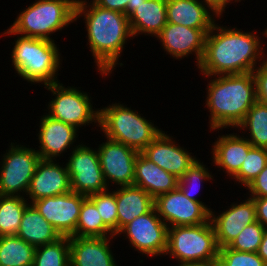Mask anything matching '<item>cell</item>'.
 Segmentation results:
<instances>
[{
	"instance_id": "obj_1",
	"label": "cell",
	"mask_w": 267,
	"mask_h": 266,
	"mask_svg": "<svg viewBox=\"0 0 267 266\" xmlns=\"http://www.w3.org/2000/svg\"><path fill=\"white\" fill-rule=\"evenodd\" d=\"M256 33L215 23L206 35L204 53L197 66L200 74L215 76L253 72L267 57L264 42Z\"/></svg>"
},
{
	"instance_id": "obj_2",
	"label": "cell",
	"mask_w": 267,
	"mask_h": 266,
	"mask_svg": "<svg viewBox=\"0 0 267 266\" xmlns=\"http://www.w3.org/2000/svg\"><path fill=\"white\" fill-rule=\"evenodd\" d=\"M75 21L83 17L87 31V45L92 53L95 68L102 77L110 76L119 61L125 44L134 39L128 17L119 11L105 9L89 0H73ZM88 1V2H87ZM119 62V63H118Z\"/></svg>"
},
{
	"instance_id": "obj_3",
	"label": "cell",
	"mask_w": 267,
	"mask_h": 266,
	"mask_svg": "<svg viewBox=\"0 0 267 266\" xmlns=\"http://www.w3.org/2000/svg\"><path fill=\"white\" fill-rule=\"evenodd\" d=\"M204 77L211 78L205 89L210 131L235 129L257 101L253 72Z\"/></svg>"
},
{
	"instance_id": "obj_4",
	"label": "cell",
	"mask_w": 267,
	"mask_h": 266,
	"mask_svg": "<svg viewBox=\"0 0 267 266\" xmlns=\"http://www.w3.org/2000/svg\"><path fill=\"white\" fill-rule=\"evenodd\" d=\"M12 43L11 61L15 73L28 83L44 86L60 82L57 78L62 54L50 40L17 36ZM61 57V58H60Z\"/></svg>"
},
{
	"instance_id": "obj_5",
	"label": "cell",
	"mask_w": 267,
	"mask_h": 266,
	"mask_svg": "<svg viewBox=\"0 0 267 266\" xmlns=\"http://www.w3.org/2000/svg\"><path fill=\"white\" fill-rule=\"evenodd\" d=\"M75 22L73 0H35L23 9L3 35L45 39L55 42L52 34Z\"/></svg>"
},
{
	"instance_id": "obj_6",
	"label": "cell",
	"mask_w": 267,
	"mask_h": 266,
	"mask_svg": "<svg viewBox=\"0 0 267 266\" xmlns=\"http://www.w3.org/2000/svg\"><path fill=\"white\" fill-rule=\"evenodd\" d=\"M99 127L104 137L142 152L162 131L136 110L120 103L99 108Z\"/></svg>"
},
{
	"instance_id": "obj_7",
	"label": "cell",
	"mask_w": 267,
	"mask_h": 266,
	"mask_svg": "<svg viewBox=\"0 0 267 266\" xmlns=\"http://www.w3.org/2000/svg\"><path fill=\"white\" fill-rule=\"evenodd\" d=\"M218 253L219 247L211 220L195 226L168 227L164 256L169 255L178 261L177 266L210 262L218 259Z\"/></svg>"
},
{
	"instance_id": "obj_8",
	"label": "cell",
	"mask_w": 267,
	"mask_h": 266,
	"mask_svg": "<svg viewBox=\"0 0 267 266\" xmlns=\"http://www.w3.org/2000/svg\"><path fill=\"white\" fill-rule=\"evenodd\" d=\"M44 87L55 97L48 102L46 111L49 116L78 130L82 126L93 125V122L99 126L100 109H93L92 98L88 93L74 86L65 87L61 82Z\"/></svg>"
},
{
	"instance_id": "obj_9",
	"label": "cell",
	"mask_w": 267,
	"mask_h": 266,
	"mask_svg": "<svg viewBox=\"0 0 267 266\" xmlns=\"http://www.w3.org/2000/svg\"><path fill=\"white\" fill-rule=\"evenodd\" d=\"M11 142L0 162V195L25 197L41 160L34 148Z\"/></svg>"
},
{
	"instance_id": "obj_10",
	"label": "cell",
	"mask_w": 267,
	"mask_h": 266,
	"mask_svg": "<svg viewBox=\"0 0 267 266\" xmlns=\"http://www.w3.org/2000/svg\"><path fill=\"white\" fill-rule=\"evenodd\" d=\"M167 224L160 218L156 208L136 217L125 225L116 236L128 238L129 245L138 253L147 257L164 255L167 249ZM153 256V257H152Z\"/></svg>"
},
{
	"instance_id": "obj_11",
	"label": "cell",
	"mask_w": 267,
	"mask_h": 266,
	"mask_svg": "<svg viewBox=\"0 0 267 266\" xmlns=\"http://www.w3.org/2000/svg\"><path fill=\"white\" fill-rule=\"evenodd\" d=\"M78 144L71 151L68 162H66L71 190L87 197L108 190L109 187L104 179L97 148L93 149L82 142Z\"/></svg>"
},
{
	"instance_id": "obj_12",
	"label": "cell",
	"mask_w": 267,
	"mask_h": 266,
	"mask_svg": "<svg viewBox=\"0 0 267 266\" xmlns=\"http://www.w3.org/2000/svg\"><path fill=\"white\" fill-rule=\"evenodd\" d=\"M154 207L168 227L195 226L210 220V211L201 202L190 200L178 187L155 198Z\"/></svg>"
},
{
	"instance_id": "obj_13",
	"label": "cell",
	"mask_w": 267,
	"mask_h": 266,
	"mask_svg": "<svg viewBox=\"0 0 267 266\" xmlns=\"http://www.w3.org/2000/svg\"><path fill=\"white\" fill-rule=\"evenodd\" d=\"M106 139L97 148L106 184L109 188L113 184L119 187L133 185L135 161L139 152L123 143Z\"/></svg>"
},
{
	"instance_id": "obj_14",
	"label": "cell",
	"mask_w": 267,
	"mask_h": 266,
	"mask_svg": "<svg viewBox=\"0 0 267 266\" xmlns=\"http://www.w3.org/2000/svg\"><path fill=\"white\" fill-rule=\"evenodd\" d=\"M87 196L73 191L45 197L31 204L58 231L61 236H71L78 223L83 200Z\"/></svg>"
},
{
	"instance_id": "obj_15",
	"label": "cell",
	"mask_w": 267,
	"mask_h": 266,
	"mask_svg": "<svg viewBox=\"0 0 267 266\" xmlns=\"http://www.w3.org/2000/svg\"><path fill=\"white\" fill-rule=\"evenodd\" d=\"M210 30L167 23L155 38L160 40L166 54L172 55L171 57L176 60L194 54L198 66L204 53L206 35Z\"/></svg>"
},
{
	"instance_id": "obj_16",
	"label": "cell",
	"mask_w": 267,
	"mask_h": 266,
	"mask_svg": "<svg viewBox=\"0 0 267 266\" xmlns=\"http://www.w3.org/2000/svg\"><path fill=\"white\" fill-rule=\"evenodd\" d=\"M169 135L167 132L161 131L141 153L148 160L179 179L196 162L197 157L196 155L192 156L190 150L184 149L172 135Z\"/></svg>"
},
{
	"instance_id": "obj_17",
	"label": "cell",
	"mask_w": 267,
	"mask_h": 266,
	"mask_svg": "<svg viewBox=\"0 0 267 266\" xmlns=\"http://www.w3.org/2000/svg\"><path fill=\"white\" fill-rule=\"evenodd\" d=\"M243 202L231 203L229 208L215 213L210 211V220L215 230L216 242L219 248L229 246L246 225L256 219V208L252 198L247 197Z\"/></svg>"
},
{
	"instance_id": "obj_18",
	"label": "cell",
	"mask_w": 267,
	"mask_h": 266,
	"mask_svg": "<svg viewBox=\"0 0 267 266\" xmlns=\"http://www.w3.org/2000/svg\"><path fill=\"white\" fill-rule=\"evenodd\" d=\"M38 152L41 160H56L67 152V149L73 150L78 138V129L49 116L46 112L39 121ZM74 146V147H72ZM62 154V155H61ZM56 158V159H55Z\"/></svg>"
},
{
	"instance_id": "obj_19",
	"label": "cell",
	"mask_w": 267,
	"mask_h": 266,
	"mask_svg": "<svg viewBox=\"0 0 267 266\" xmlns=\"http://www.w3.org/2000/svg\"><path fill=\"white\" fill-rule=\"evenodd\" d=\"M59 163L56 160H40L38 162L26 194V199L30 204L41 198L72 191L66 163L65 165H59Z\"/></svg>"
},
{
	"instance_id": "obj_20",
	"label": "cell",
	"mask_w": 267,
	"mask_h": 266,
	"mask_svg": "<svg viewBox=\"0 0 267 266\" xmlns=\"http://www.w3.org/2000/svg\"><path fill=\"white\" fill-rule=\"evenodd\" d=\"M115 237L70 236V266H119L110 248Z\"/></svg>"
},
{
	"instance_id": "obj_21",
	"label": "cell",
	"mask_w": 267,
	"mask_h": 266,
	"mask_svg": "<svg viewBox=\"0 0 267 266\" xmlns=\"http://www.w3.org/2000/svg\"><path fill=\"white\" fill-rule=\"evenodd\" d=\"M212 147V164L232 178L240 170L248 151L253 146L245 136L233 132L229 135H218Z\"/></svg>"
},
{
	"instance_id": "obj_22",
	"label": "cell",
	"mask_w": 267,
	"mask_h": 266,
	"mask_svg": "<svg viewBox=\"0 0 267 266\" xmlns=\"http://www.w3.org/2000/svg\"><path fill=\"white\" fill-rule=\"evenodd\" d=\"M166 9L167 23L193 29H212L221 19L201 0H166Z\"/></svg>"
},
{
	"instance_id": "obj_23",
	"label": "cell",
	"mask_w": 267,
	"mask_h": 266,
	"mask_svg": "<svg viewBox=\"0 0 267 266\" xmlns=\"http://www.w3.org/2000/svg\"><path fill=\"white\" fill-rule=\"evenodd\" d=\"M154 199L178 187V178L148 160L139 152L134 169V183Z\"/></svg>"
},
{
	"instance_id": "obj_24",
	"label": "cell",
	"mask_w": 267,
	"mask_h": 266,
	"mask_svg": "<svg viewBox=\"0 0 267 266\" xmlns=\"http://www.w3.org/2000/svg\"><path fill=\"white\" fill-rule=\"evenodd\" d=\"M118 232L136 217L150 212L154 208V198L136 185L116 187Z\"/></svg>"
},
{
	"instance_id": "obj_25",
	"label": "cell",
	"mask_w": 267,
	"mask_h": 266,
	"mask_svg": "<svg viewBox=\"0 0 267 266\" xmlns=\"http://www.w3.org/2000/svg\"><path fill=\"white\" fill-rule=\"evenodd\" d=\"M133 37L150 35L156 37L167 24L166 0H146L129 16Z\"/></svg>"
},
{
	"instance_id": "obj_26",
	"label": "cell",
	"mask_w": 267,
	"mask_h": 266,
	"mask_svg": "<svg viewBox=\"0 0 267 266\" xmlns=\"http://www.w3.org/2000/svg\"><path fill=\"white\" fill-rule=\"evenodd\" d=\"M16 236L35 247L53 243L62 237L32 204L25 208Z\"/></svg>"
},
{
	"instance_id": "obj_27",
	"label": "cell",
	"mask_w": 267,
	"mask_h": 266,
	"mask_svg": "<svg viewBox=\"0 0 267 266\" xmlns=\"http://www.w3.org/2000/svg\"><path fill=\"white\" fill-rule=\"evenodd\" d=\"M36 247L16 235L0 237V266H33Z\"/></svg>"
},
{
	"instance_id": "obj_28",
	"label": "cell",
	"mask_w": 267,
	"mask_h": 266,
	"mask_svg": "<svg viewBox=\"0 0 267 266\" xmlns=\"http://www.w3.org/2000/svg\"><path fill=\"white\" fill-rule=\"evenodd\" d=\"M249 131L245 138L253 147L267 149V105L256 101L235 130Z\"/></svg>"
},
{
	"instance_id": "obj_29",
	"label": "cell",
	"mask_w": 267,
	"mask_h": 266,
	"mask_svg": "<svg viewBox=\"0 0 267 266\" xmlns=\"http://www.w3.org/2000/svg\"><path fill=\"white\" fill-rule=\"evenodd\" d=\"M71 236L109 237L114 233L104 224L96 205L89 198L83 200L76 230Z\"/></svg>"
},
{
	"instance_id": "obj_30",
	"label": "cell",
	"mask_w": 267,
	"mask_h": 266,
	"mask_svg": "<svg viewBox=\"0 0 267 266\" xmlns=\"http://www.w3.org/2000/svg\"><path fill=\"white\" fill-rule=\"evenodd\" d=\"M29 204L25 197L0 195V237L17 234Z\"/></svg>"
},
{
	"instance_id": "obj_31",
	"label": "cell",
	"mask_w": 267,
	"mask_h": 266,
	"mask_svg": "<svg viewBox=\"0 0 267 266\" xmlns=\"http://www.w3.org/2000/svg\"><path fill=\"white\" fill-rule=\"evenodd\" d=\"M33 266H70L69 236L36 247Z\"/></svg>"
},
{
	"instance_id": "obj_32",
	"label": "cell",
	"mask_w": 267,
	"mask_h": 266,
	"mask_svg": "<svg viewBox=\"0 0 267 266\" xmlns=\"http://www.w3.org/2000/svg\"><path fill=\"white\" fill-rule=\"evenodd\" d=\"M206 165L201 163V160L197 159L196 162L183 174L181 178L178 179V188L183 192V194L188 197L190 200L201 202L209 211H211V207L206 205L204 202L200 201L195 196L198 194L197 191H200L201 183L203 181H209L210 179H214V175Z\"/></svg>"
},
{
	"instance_id": "obj_33",
	"label": "cell",
	"mask_w": 267,
	"mask_h": 266,
	"mask_svg": "<svg viewBox=\"0 0 267 266\" xmlns=\"http://www.w3.org/2000/svg\"><path fill=\"white\" fill-rule=\"evenodd\" d=\"M267 165V149L252 147L247 154L240 170L231 178L247 187Z\"/></svg>"
},
{
	"instance_id": "obj_34",
	"label": "cell",
	"mask_w": 267,
	"mask_h": 266,
	"mask_svg": "<svg viewBox=\"0 0 267 266\" xmlns=\"http://www.w3.org/2000/svg\"><path fill=\"white\" fill-rule=\"evenodd\" d=\"M96 205L104 224L114 233H118V216L115 192L108 190L88 196Z\"/></svg>"
},
{
	"instance_id": "obj_35",
	"label": "cell",
	"mask_w": 267,
	"mask_h": 266,
	"mask_svg": "<svg viewBox=\"0 0 267 266\" xmlns=\"http://www.w3.org/2000/svg\"><path fill=\"white\" fill-rule=\"evenodd\" d=\"M264 230L258 221L246 225L228 247L240 252H258Z\"/></svg>"
},
{
	"instance_id": "obj_36",
	"label": "cell",
	"mask_w": 267,
	"mask_h": 266,
	"mask_svg": "<svg viewBox=\"0 0 267 266\" xmlns=\"http://www.w3.org/2000/svg\"><path fill=\"white\" fill-rule=\"evenodd\" d=\"M220 266H267L257 252H240L228 246L219 248Z\"/></svg>"
},
{
	"instance_id": "obj_37",
	"label": "cell",
	"mask_w": 267,
	"mask_h": 266,
	"mask_svg": "<svg viewBox=\"0 0 267 266\" xmlns=\"http://www.w3.org/2000/svg\"><path fill=\"white\" fill-rule=\"evenodd\" d=\"M257 101L267 105V57L253 71Z\"/></svg>"
},
{
	"instance_id": "obj_38",
	"label": "cell",
	"mask_w": 267,
	"mask_h": 266,
	"mask_svg": "<svg viewBox=\"0 0 267 266\" xmlns=\"http://www.w3.org/2000/svg\"><path fill=\"white\" fill-rule=\"evenodd\" d=\"M245 189L249 197H267V165Z\"/></svg>"
},
{
	"instance_id": "obj_39",
	"label": "cell",
	"mask_w": 267,
	"mask_h": 266,
	"mask_svg": "<svg viewBox=\"0 0 267 266\" xmlns=\"http://www.w3.org/2000/svg\"><path fill=\"white\" fill-rule=\"evenodd\" d=\"M253 199L256 208L257 221L267 229V197H250Z\"/></svg>"
},
{
	"instance_id": "obj_40",
	"label": "cell",
	"mask_w": 267,
	"mask_h": 266,
	"mask_svg": "<svg viewBox=\"0 0 267 266\" xmlns=\"http://www.w3.org/2000/svg\"><path fill=\"white\" fill-rule=\"evenodd\" d=\"M206 6H208L215 14L222 18L223 12L225 13V8L231 3L241 2L242 0H201ZM235 1V2H234Z\"/></svg>"
},
{
	"instance_id": "obj_41",
	"label": "cell",
	"mask_w": 267,
	"mask_h": 266,
	"mask_svg": "<svg viewBox=\"0 0 267 266\" xmlns=\"http://www.w3.org/2000/svg\"><path fill=\"white\" fill-rule=\"evenodd\" d=\"M129 1L130 0H95V3L102 8L119 11L125 14Z\"/></svg>"
},
{
	"instance_id": "obj_42",
	"label": "cell",
	"mask_w": 267,
	"mask_h": 266,
	"mask_svg": "<svg viewBox=\"0 0 267 266\" xmlns=\"http://www.w3.org/2000/svg\"><path fill=\"white\" fill-rule=\"evenodd\" d=\"M257 253L259 257L267 264V229L264 230V235Z\"/></svg>"
},
{
	"instance_id": "obj_43",
	"label": "cell",
	"mask_w": 267,
	"mask_h": 266,
	"mask_svg": "<svg viewBox=\"0 0 267 266\" xmlns=\"http://www.w3.org/2000/svg\"><path fill=\"white\" fill-rule=\"evenodd\" d=\"M146 0H130L127 4L125 15L128 17L141 3Z\"/></svg>"
},
{
	"instance_id": "obj_44",
	"label": "cell",
	"mask_w": 267,
	"mask_h": 266,
	"mask_svg": "<svg viewBox=\"0 0 267 266\" xmlns=\"http://www.w3.org/2000/svg\"><path fill=\"white\" fill-rule=\"evenodd\" d=\"M183 266H220L218 259L210 261V262H203V263H189Z\"/></svg>"
},
{
	"instance_id": "obj_45",
	"label": "cell",
	"mask_w": 267,
	"mask_h": 266,
	"mask_svg": "<svg viewBox=\"0 0 267 266\" xmlns=\"http://www.w3.org/2000/svg\"><path fill=\"white\" fill-rule=\"evenodd\" d=\"M262 35H263V37L265 38H267V27L264 29V31L262 32Z\"/></svg>"
}]
</instances>
